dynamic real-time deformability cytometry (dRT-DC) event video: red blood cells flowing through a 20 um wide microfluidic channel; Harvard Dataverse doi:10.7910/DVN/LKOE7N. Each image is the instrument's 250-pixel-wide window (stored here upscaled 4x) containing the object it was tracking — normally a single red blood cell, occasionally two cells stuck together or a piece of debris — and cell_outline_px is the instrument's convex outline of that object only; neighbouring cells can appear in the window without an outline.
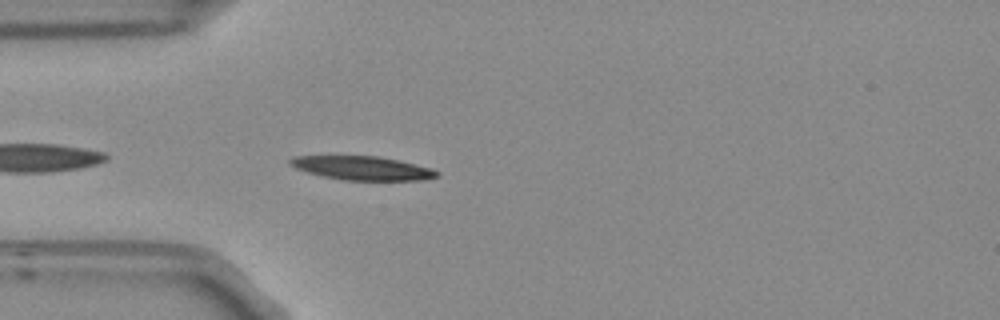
{"species": "Egyptian fruit bat (a non-hibernating species)", "species_latin": "Rousettus aegyptiacus", "temperature_condition": "room temperature", "stored_images_in_passage": 40, "camera_frame_rate_fps": 3000, "um_per_image_px": 0.085, "frame": {"image": 1, "passage_image": 2, "time_ms": 0.333, "image_size_px": [1000, 320], "cell_outline_px": [[440, 172], [436, 176], [420, 180], [344, 180], [324, 176], [308, 172], [296, 168], [288, 164], [288, 160], [292, 156], [380, 156], [400, 160], [432, 168]], "centroid_in_image_um": [30.79, 14.27], "position_along_channel_um": 54.2, "area_um2": 20.29}}
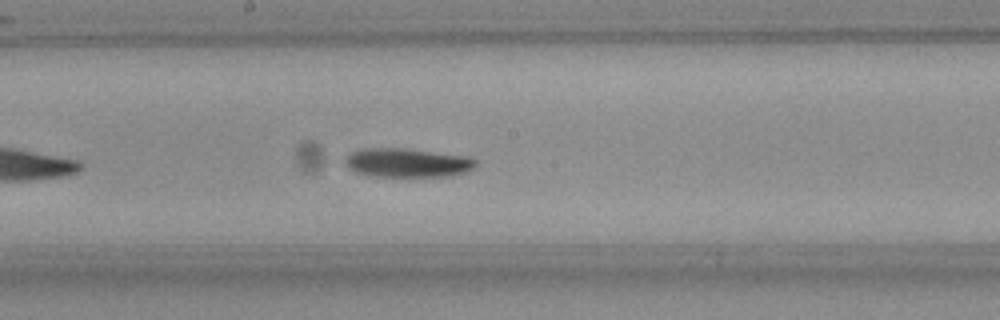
{"frame": {"image": 2, "passage_image": 15, "time_ms": 4.667, "image_size_px": [1000, 320], "cell_outline_px": [[476, 164], [468, 172], [452, 176], [372, 176], [356, 172], [348, 164], [348, 156], [352, 152], [364, 148], [404, 148], [468, 156], [476, 160]], "centroid_in_image_um": [34.71, 13.83], "position_along_channel_um": 213.5, "area_um2": 21.73}}
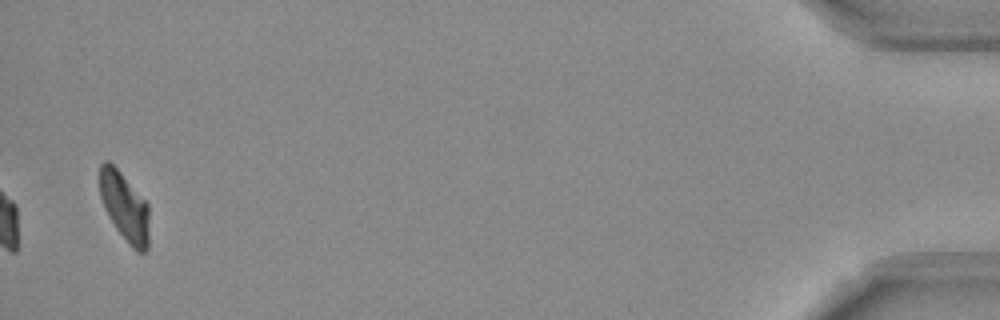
{"frame": {"image": 3, "passage_image": 39, "time_ms": 12.667, "image_size_px": [1000, 320], "cell_outline_px": [[148, 248], [144, 252], [136, 252], [132, 248], [116, 228], [104, 208], [100, 196], [100, 164], [104, 160], [108, 160], [120, 172], [148, 204]], "centroid_in_image_um": [10.58, 17.58], "position_along_channel_um": 424.6, "area_um2": 19.54}, "authors_computed_cell_mechanics": {"area_um2": 21.0392, "velocity_mm_per_s": 3.7823, "shape_relaxation_time_tau1_ms": 4.1725, "shape_relaxation_time_tau2_ms": null, "deformation_change_tau1": 0.1526, "deformation_change_tau2": null}}